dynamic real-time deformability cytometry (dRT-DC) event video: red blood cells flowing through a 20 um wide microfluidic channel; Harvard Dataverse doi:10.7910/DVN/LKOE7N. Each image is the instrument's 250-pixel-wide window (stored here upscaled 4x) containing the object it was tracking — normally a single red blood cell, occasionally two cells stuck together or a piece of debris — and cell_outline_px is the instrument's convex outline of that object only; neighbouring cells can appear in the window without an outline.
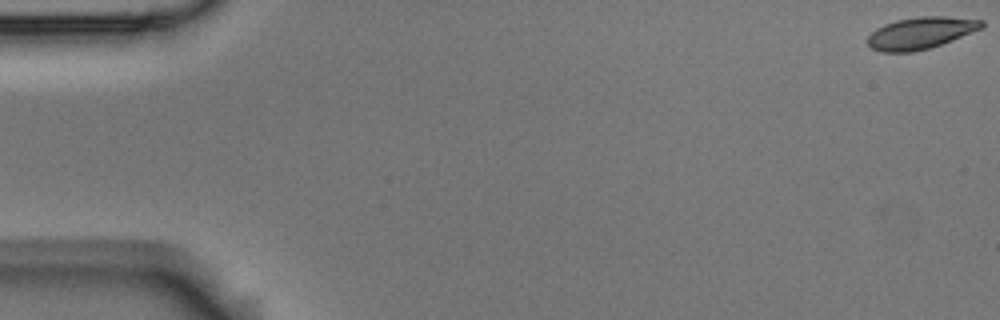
{"species": "Egyptian fruit bat (a non-hibernating species)", "species_latin": "Rousettus aegyptiacus", "temperature_condition": "room temperature", "stored_images_in_passage": 11, "camera_frame_rate_fps": 3000, "um_per_image_px": 0.085, "animal": {"sex": "male"}, "frame": {"image": 1, "passage_image": 1, "time_ms": 0.0, "image_size_px": [1000, 320], "cell_outline_px": [[984, 28], [952, 40], [928, 48], [912, 52], [880, 52], [872, 48], [868, 44], [868, 36], [876, 28], [884, 24], [896, 20], [920, 16], [944, 16], [984, 20]], "centroid_in_image_um": [78.27, 2.79], "position_along_channel_um": 6.7, "area_um2": 21.15}}
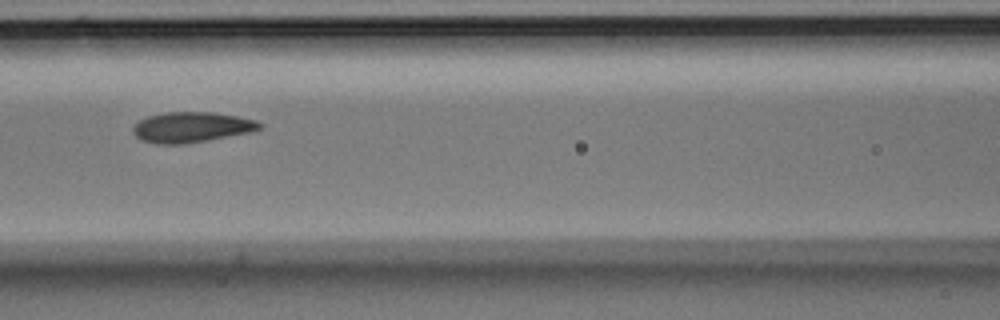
{"frame": {"image": 2, "passage_image": 7, "time_ms": 2.0, "image_size_px": [1000, 320], "cell_outline_px": [[264, 128], [252, 132], [208, 140], [184, 144], [156, 144], [140, 140], [132, 132], [132, 128], [140, 120], [148, 116], [168, 112], [212, 112], [236, 116], [256, 120], [264, 124]], "centroid_in_image_um": [16.31, 10.82], "position_along_channel_um": 150.3, "area_um2": 22.6}}
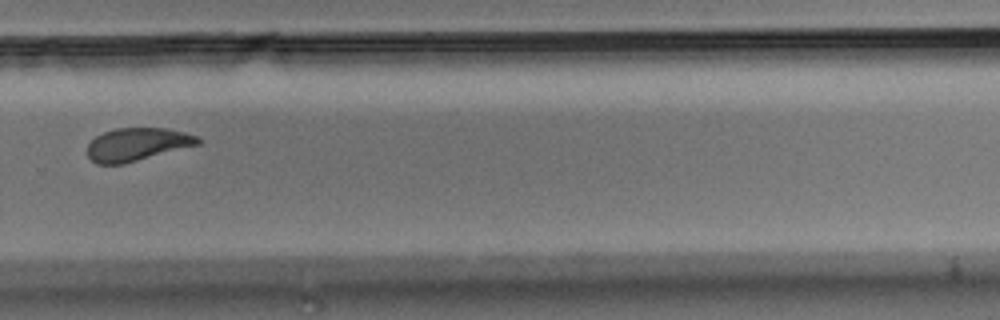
{"frame": {"image": 3, "passage_image": 11, "time_ms": 3.333, "image_size_px": [1000, 320], "cell_outline_px": [[204, 140], [200, 144], [124, 164], [96, 164], [88, 156], [88, 144], [96, 136], [104, 132], [116, 128], [168, 128], [184, 132], [196, 136]], "centroid_in_image_um": [11.68, 12.27], "position_along_channel_um": 318.1, "area_um2": 21.27}}